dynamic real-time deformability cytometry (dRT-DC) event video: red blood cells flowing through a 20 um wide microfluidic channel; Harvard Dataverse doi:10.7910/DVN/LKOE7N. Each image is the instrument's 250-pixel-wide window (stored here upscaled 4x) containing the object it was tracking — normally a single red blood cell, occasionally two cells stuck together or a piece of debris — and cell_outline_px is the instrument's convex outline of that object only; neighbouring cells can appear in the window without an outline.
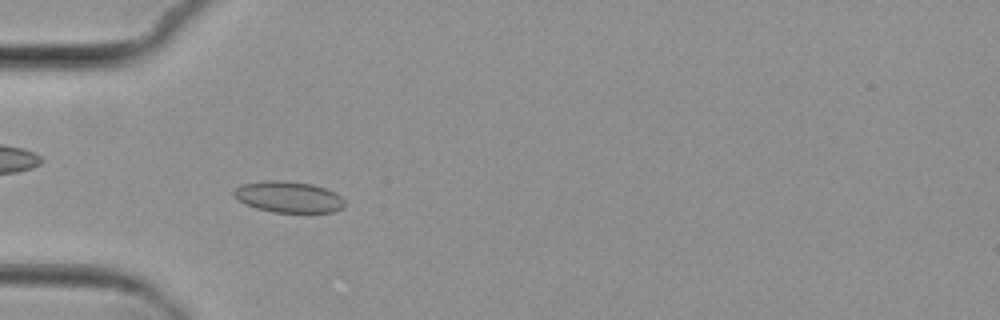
{"species": "common noctule bat (a hibernating species)", "species_latin": "Nyctalus noctula", "temperature_condition": "cold", "stored_images_in_passage": 5, "camera_frame_rate_fps": 3000, "um_per_image_px": 0.085, "animal": {"sex": "female", "body_mass_g": 29.2, "forearm_length_mm": 56.3}, "frame": {"image": 1, "passage_image": 4, "time_ms": 3.667, "image_size_px": [1000, 320], "cell_outline_px": [[344, 208], [336, 212], [272, 212], [256, 208], [244, 204], [232, 196], [232, 192], [240, 184], [272, 180], [280, 180], [312, 184], [324, 188], [340, 196], [344, 200]], "centroid_in_image_um": [24.49, 16.75], "position_along_channel_um": 60.5, "area_um2": 20.17}}
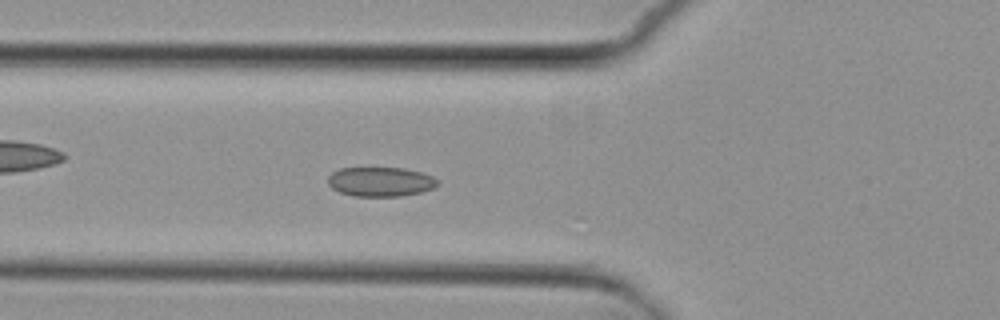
{"frame": {"image": 2, "passage_image": 5, "time_ms": 4.667, "image_size_px": [1000, 320], "cell_outline_px": [[440, 184], [432, 188], [420, 192], [400, 196], [352, 196], [340, 192], [332, 188], [328, 184], [328, 176], [332, 172], [340, 168], [404, 168], [420, 172], [432, 176], [440, 180]], "centroid_in_image_um": [32.34, 15.44], "position_along_channel_um": 93.5, "area_um2": 18.84}}